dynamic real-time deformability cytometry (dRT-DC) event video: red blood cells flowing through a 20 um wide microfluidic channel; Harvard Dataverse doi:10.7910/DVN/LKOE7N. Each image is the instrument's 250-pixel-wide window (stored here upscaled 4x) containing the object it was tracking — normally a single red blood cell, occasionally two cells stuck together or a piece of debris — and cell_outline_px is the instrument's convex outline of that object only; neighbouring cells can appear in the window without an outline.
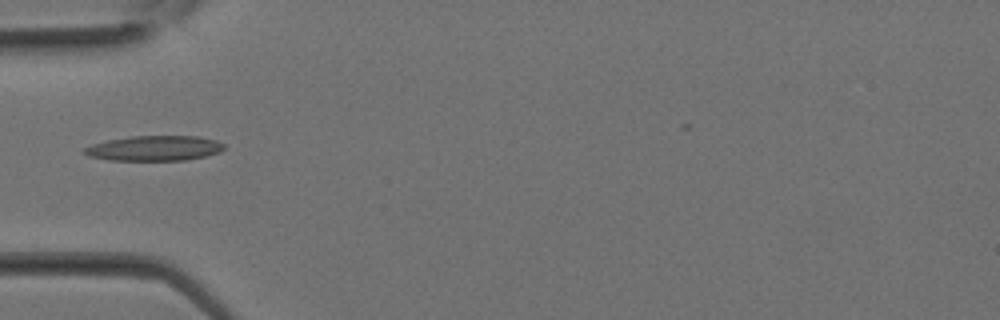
{"species": "Egyptian fruit bat (a non-hibernating species)", "species_latin": "Rousettus aegyptiacus", "temperature_condition": "room temperature", "stored_images_in_passage": 6, "camera_frame_rate_fps": 3000, "um_per_image_px": 0.085, "animal": {"sex": "female"}, "frame": {"image": 1, "passage_image": 1, "time_ms": 0.0, "image_size_px": [1000, 320], "cell_outline_px": [[224, 148], [220, 152], [204, 156], [184, 160], [108, 160], [88, 156], [80, 152], [84, 148], [92, 144], [108, 140], [132, 136], [200, 136], [216, 140], [224, 144]], "centroid_in_image_um": [13.09, 12.6], "position_along_channel_um": 71.9, "area_um2": 20.46}}
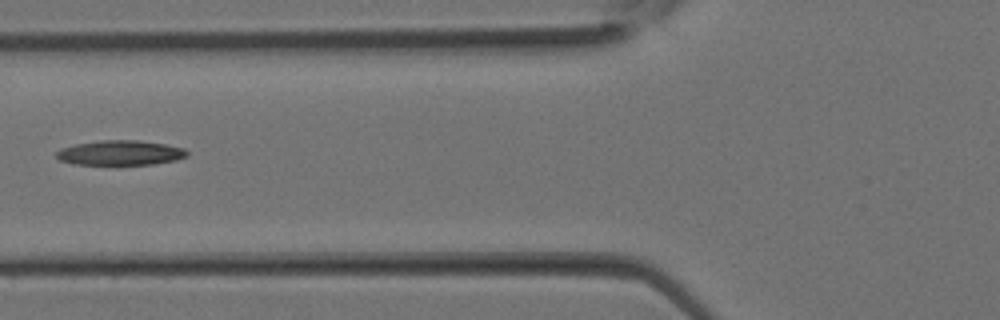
{"frame": {"image": 2, "passage_image": 3, "time_ms": 0.667, "image_size_px": [1000, 320], "cell_outline_px": [[188, 156], [176, 160], [152, 164], [72, 164], [60, 160], [56, 156], [56, 152], [60, 148], [76, 144], [100, 140], [136, 140], [164, 144], [184, 148], [188, 152]], "centroid_in_image_um": [10.21, 12.98], "position_along_channel_um": 115.6, "area_um2": 18.79}}
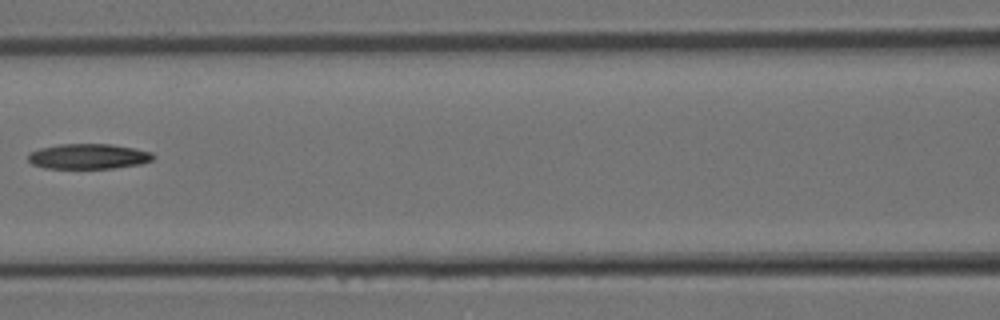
{"frame": {"image": 3, "passage_image": 5, "time_ms": 1.333, "image_size_px": [1000, 320], "cell_outline_px": [[156, 156], [152, 160], [140, 164], [116, 168], [44, 168], [32, 164], [28, 160], [28, 156], [32, 152], [40, 148], [60, 144], [112, 144], [152, 152]], "centroid_in_image_um": [7.54, 13.29], "position_along_channel_um": 159.1, "area_um2": 18.32}}